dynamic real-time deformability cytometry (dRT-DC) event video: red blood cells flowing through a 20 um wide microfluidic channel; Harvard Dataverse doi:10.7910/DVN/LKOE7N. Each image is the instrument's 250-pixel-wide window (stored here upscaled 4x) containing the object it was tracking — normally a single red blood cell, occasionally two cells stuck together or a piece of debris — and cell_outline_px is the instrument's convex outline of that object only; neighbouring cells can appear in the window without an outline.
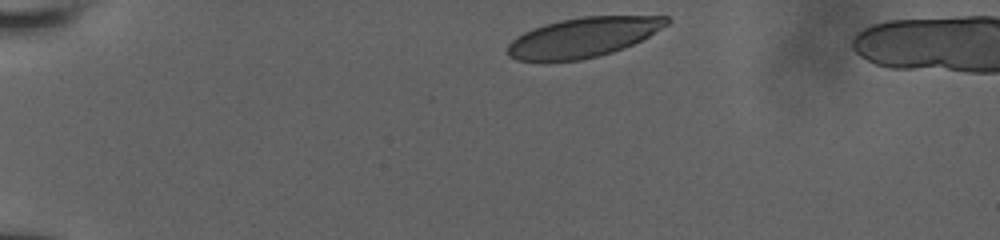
{"species": "human", "species_latin": "Homo sapiens", "temperature_condition": "room temperature", "stored_images_in_passage": 12, "camera_frame_rate_fps": 3000, "um_per_image_px": 0.085, "donor": {"sex": "male"}, "frame": {"image": 1, "passage_image": 1, "time_ms": 0.0, "image_size_px": [1000, 240], "cell_outline_px": [[672, 20], [668, 24], [648, 36], [624, 48], [612, 52], [580, 60], [544, 64], [516, 60], [508, 56], [508, 44], [516, 36], [524, 32], [544, 24], [560, 20], [580, 16], [668, 16]], "centroid_in_image_um": [49.49, 3.21], "position_along_channel_um": 35.5, "area_um2": 37.4}}
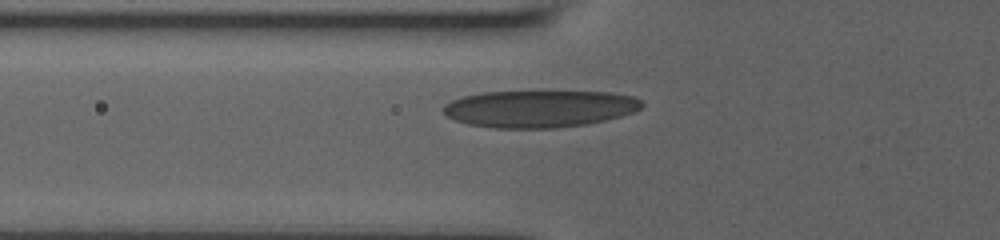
{"frame": {"image": 2, "passage_image": 11, "time_ms": 3.0, "image_size_px": [1000, 240], "cell_outline_px": [[644, 104], [640, 108], [632, 112], [620, 116], [604, 120], [584, 124], [556, 128], [496, 128], [468, 124], [456, 120], [448, 116], [444, 112], [444, 104], [452, 100], [464, 96], [484, 92], [544, 88], [608, 92], [632, 96], [640, 100]], "centroid_in_image_um": [45.87, 9.18], "position_along_channel_um": 79.9, "area_um2": 44.22}}